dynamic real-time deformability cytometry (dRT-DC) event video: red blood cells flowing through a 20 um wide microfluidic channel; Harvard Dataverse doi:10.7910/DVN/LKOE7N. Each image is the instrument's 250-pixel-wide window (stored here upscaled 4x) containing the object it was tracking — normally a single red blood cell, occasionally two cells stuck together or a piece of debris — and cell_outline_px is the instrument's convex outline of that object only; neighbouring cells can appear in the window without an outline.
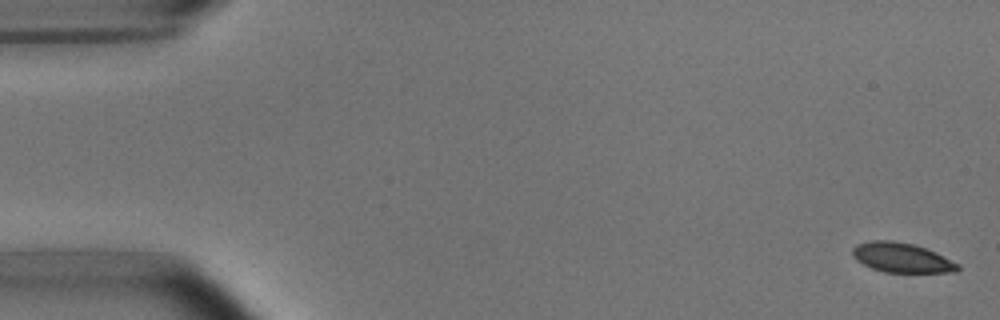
{"species": "common noctule bat (a hibernating species)", "species_latin": "Nyctalus noctula", "temperature_condition": "room temperature", "stored_images_in_passage": 27, "camera_frame_rate_fps": 3000, "um_per_image_px": 0.085, "animal": {"sex": "male", "body_mass_g": 15.6}, "frame": {"image": 1, "passage_image": 2, "time_ms": 0.333, "image_size_px": [1000, 320], "cell_outline_px": [[960, 268], [956, 272], [884, 272], [872, 268], [856, 260], [852, 256], [852, 248], [856, 244], [872, 240], [892, 240], [916, 244], [936, 252], [960, 264]], "centroid_in_image_um": [76.65, 21.89], "position_along_channel_um": 8.4, "area_um2": 18.38}}
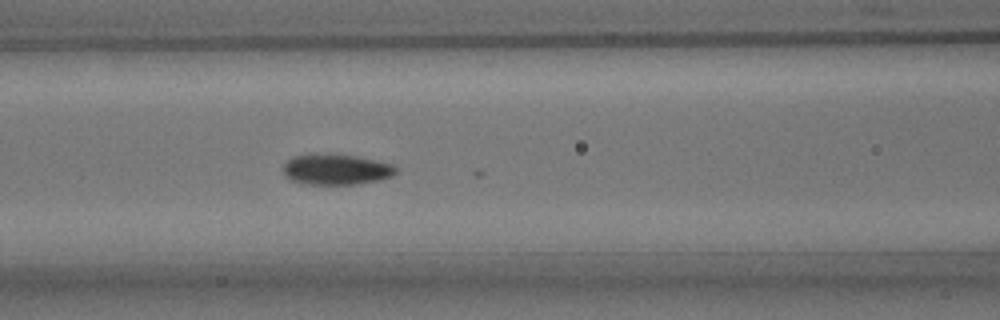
{"frame": {"image": 2, "passage_image": 23, "time_ms": 7.333, "image_size_px": [1000, 320], "cell_outline_px": [[396, 172], [392, 176], [376, 180], [352, 184], [308, 184], [292, 180], [284, 176], [284, 164], [292, 156], [316, 152], [356, 156], [392, 164], [396, 168]], "centroid_in_image_um": [28.52, 14.37], "position_along_channel_um": 138.1, "area_um2": 20.11}}
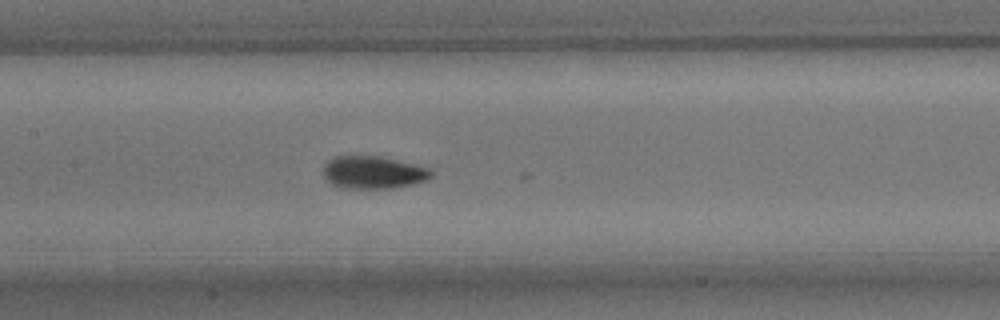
{"frame": {"image": 3, "passage_image": 26, "time_ms": 8.333, "image_size_px": [1000, 320], "cell_outline_px": [[432, 176], [428, 180], [412, 184], [392, 188], [340, 188], [324, 180], [324, 164], [328, 160], [336, 156], [380, 156], [416, 164], [428, 168], [432, 172]], "centroid_in_image_um": [31.71, 14.65], "position_along_channel_um": 175.7, "area_um2": 20.63}}